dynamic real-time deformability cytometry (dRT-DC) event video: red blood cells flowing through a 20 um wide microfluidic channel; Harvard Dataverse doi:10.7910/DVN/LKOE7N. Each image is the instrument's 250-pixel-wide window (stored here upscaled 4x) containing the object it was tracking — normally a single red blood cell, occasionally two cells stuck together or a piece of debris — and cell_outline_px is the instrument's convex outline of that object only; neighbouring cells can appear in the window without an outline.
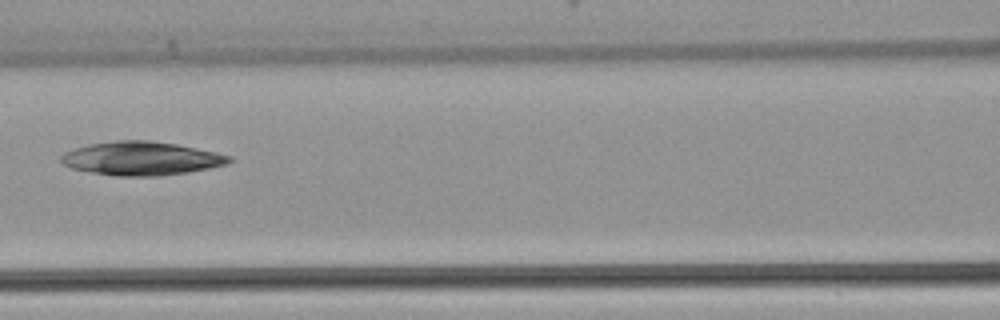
{"species": "common noctule bat (a hibernating species)", "species_latin": "Nyctalus noctula", "temperature_condition": "warm", "stored_images_in_passage": 3, "camera_frame_rate_fps": 3000, "um_per_image_px": 0.085, "animal": {"sex": "female", "body_mass_g": 22.7, "forearm_length_mm": 54.2}, "frame": {"image": 1, "passage_image": 3, "time_ms": 0.667, "image_size_px": [1000, 320], "cell_outline_px": [[232, 160], [228, 164], [188, 172], [160, 176], [116, 176], [92, 172], [72, 168], [64, 164], [60, 160], [60, 156], [64, 152], [88, 144], [116, 140], [148, 140], [176, 144], [216, 152], [232, 156]], "centroid_in_image_um": [12.02, 13.46], "position_along_channel_um": 154.6, "area_um2": 32.89}}